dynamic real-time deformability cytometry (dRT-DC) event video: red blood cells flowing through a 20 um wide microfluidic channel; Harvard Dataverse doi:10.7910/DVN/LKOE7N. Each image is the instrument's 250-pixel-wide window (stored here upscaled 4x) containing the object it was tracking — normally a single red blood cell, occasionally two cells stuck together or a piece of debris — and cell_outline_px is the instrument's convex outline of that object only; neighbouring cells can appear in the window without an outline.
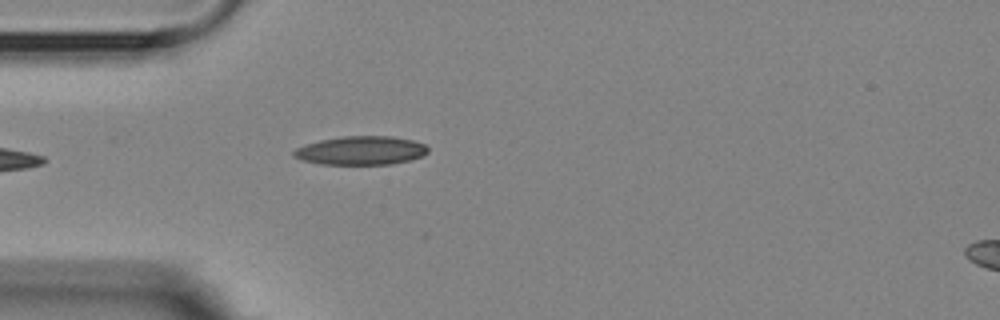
{"species": "Egyptian fruit bat (a non-hibernating species)", "species_latin": "Rousettus aegyptiacus", "temperature_condition": "room temperature", "stored_images_in_passage": 2, "camera_frame_rate_fps": 3000, "um_per_image_px": 0.085, "animal": {"sex": "female"}, "frame": {"image": 1, "passage_image": 2, "time_ms": 1.0, "image_size_px": [1000, 320], "cell_outline_px": [[428, 152], [424, 156], [392, 164], [320, 164], [304, 160], [292, 156], [292, 152], [296, 148], [320, 140], [344, 136], [392, 136], [412, 140], [424, 144], [428, 148]], "centroid_in_image_um": [30.7, 12.79], "position_along_channel_um": 54.3, "area_um2": 22.31}}